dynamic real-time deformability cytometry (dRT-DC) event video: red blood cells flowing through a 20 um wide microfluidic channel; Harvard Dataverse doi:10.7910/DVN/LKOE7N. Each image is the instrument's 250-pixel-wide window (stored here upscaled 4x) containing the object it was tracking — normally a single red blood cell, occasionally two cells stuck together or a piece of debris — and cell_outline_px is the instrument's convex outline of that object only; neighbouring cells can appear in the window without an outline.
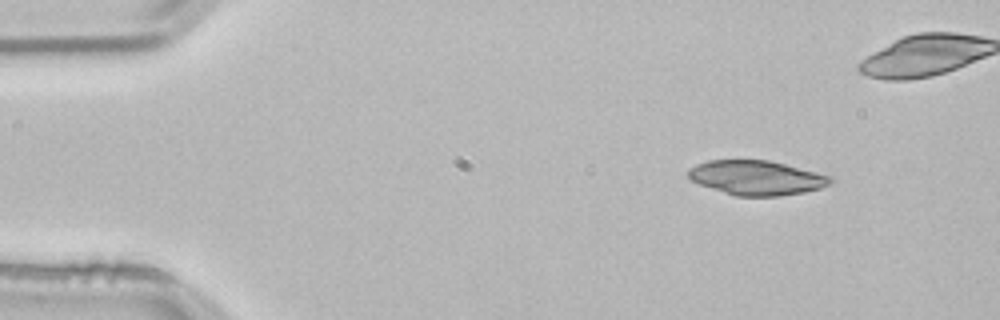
{"species": "common noctule bat (a hibernating species)", "species_latin": "Nyctalus noctula", "temperature_condition": "room temperature", "stored_images_in_passage": 15, "camera_frame_rate_fps": 3000, "um_per_image_px": 0.085, "animal": {"sex": "male", "body_mass_g": 21.5, "forearm_length_mm": 52.0}, "frame": {"image": 1, "passage_image": 5, "time_ms": 1.333, "image_size_px": [1000, 320], "cell_outline_px": [[836, 180], [820, 188], [804, 192], [780, 196], [736, 196], [700, 184], [692, 180], [688, 176], [688, 168], [696, 164], [708, 160], [768, 160], [832, 176]], "centroid_in_image_um": [64.31, 15.11], "position_along_channel_um": 20.7, "area_um2": 28.44}}